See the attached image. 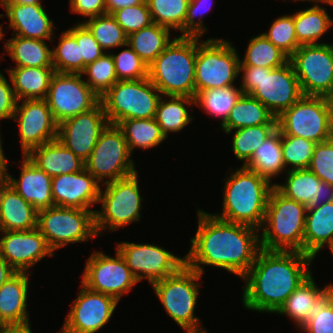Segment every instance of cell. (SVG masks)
Returning <instances> with one entry per match:
<instances>
[{"instance_id": "f546056e", "label": "cell", "mask_w": 333, "mask_h": 333, "mask_svg": "<svg viewBox=\"0 0 333 333\" xmlns=\"http://www.w3.org/2000/svg\"><path fill=\"white\" fill-rule=\"evenodd\" d=\"M333 240V201L307 208L303 253L315 259L317 253Z\"/></svg>"}, {"instance_id": "d6a6232c", "label": "cell", "mask_w": 333, "mask_h": 333, "mask_svg": "<svg viewBox=\"0 0 333 333\" xmlns=\"http://www.w3.org/2000/svg\"><path fill=\"white\" fill-rule=\"evenodd\" d=\"M243 166L255 171L270 183L272 177L288 170L283 161L281 132L278 128L258 146L251 159Z\"/></svg>"}, {"instance_id": "680465c9", "label": "cell", "mask_w": 333, "mask_h": 333, "mask_svg": "<svg viewBox=\"0 0 333 333\" xmlns=\"http://www.w3.org/2000/svg\"><path fill=\"white\" fill-rule=\"evenodd\" d=\"M15 273L16 271L0 256V287Z\"/></svg>"}, {"instance_id": "44dd1931", "label": "cell", "mask_w": 333, "mask_h": 333, "mask_svg": "<svg viewBox=\"0 0 333 333\" xmlns=\"http://www.w3.org/2000/svg\"><path fill=\"white\" fill-rule=\"evenodd\" d=\"M0 256L16 271L27 272L45 256H54L40 231H1Z\"/></svg>"}, {"instance_id": "603a6c76", "label": "cell", "mask_w": 333, "mask_h": 333, "mask_svg": "<svg viewBox=\"0 0 333 333\" xmlns=\"http://www.w3.org/2000/svg\"><path fill=\"white\" fill-rule=\"evenodd\" d=\"M0 6L6 11L9 26L14 29L13 35L54 41L52 40L54 22L49 19L42 4L25 5L11 0H0Z\"/></svg>"}, {"instance_id": "836d02e7", "label": "cell", "mask_w": 333, "mask_h": 333, "mask_svg": "<svg viewBox=\"0 0 333 333\" xmlns=\"http://www.w3.org/2000/svg\"><path fill=\"white\" fill-rule=\"evenodd\" d=\"M16 67H53L52 50L44 40L15 36L5 42Z\"/></svg>"}, {"instance_id": "5bb4252c", "label": "cell", "mask_w": 333, "mask_h": 333, "mask_svg": "<svg viewBox=\"0 0 333 333\" xmlns=\"http://www.w3.org/2000/svg\"><path fill=\"white\" fill-rule=\"evenodd\" d=\"M303 96L333 100V43L300 46L288 60Z\"/></svg>"}, {"instance_id": "11a10c76", "label": "cell", "mask_w": 333, "mask_h": 333, "mask_svg": "<svg viewBox=\"0 0 333 333\" xmlns=\"http://www.w3.org/2000/svg\"><path fill=\"white\" fill-rule=\"evenodd\" d=\"M17 99L13 87L7 79L0 74V120L12 119L16 110Z\"/></svg>"}, {"instance_id": "6125c7cd", "label": "cell", "mask_w": 333, "mask_h": 333, "mask_svg": "<svg viewBox=\"0 0 333 333\" xmlns=\"http://www.w3.org/2000/svg\"><path fill=\"white\" fill-rule=\"evenodd\" d=\"M12 2H18L20 4L25 5H35V4H41V0H11Z\"/></svg>"}, {"instance_id": "003e7915", "label": "cell", "mask_w": 333, "mask_h": 333, "mask_svg": "<svg viewBox=\"0 0 333 333\" xmlns=\"http://www.w3.org/2000/svg\"><path fill=\"white\" fill-rule=\"evenodd\" d=\"M3 28H2V26L0 25V41L2 40V38H3Z\"/></svg>"}, {"instance_id": "ffe728a7", "label": "cell", "mask_w": 333, "mask_h": 333, "mask_svg": "<svg viewBox=\"0 0 333 333\" xmlns=\"http://www.w3.org/2000/svg\"><path fill=\"white\" fill-rule=\"evenodd\" d=\"M108 124L103 105L99 102L91 110L60 122L57 139L85 163Z\"/></svg>"}, {"instance_id": "7bdbcfd3", "label": "cell", "mask_w": 333, "mask_h": 333, "mask_svg": "<svg viewBox=\"0 0 333 333\" xmlns=\"http://www.w3.org/2000/svg\"><path fill=\"white\" fill-rule=\"evenodd\" d=\"M52 49V63L55 72L81 74L83 71V57L76 38L68 31H64L59 44Z\"/></svg>"}, {"instance_id": "816d5d0a", "label": "cell", "mask_w": 333, "mask_h": 333, "mask_svg": "<svg viewBox=\"0 0 333 333\" xmlns=\"http://www.w3.org/2000/svg\"><path fill=\"white\" fill-rule=\"evenodd\" d=\"M301 329L302 333H333V290L321 301Z\"/></svg>"}, {"instance_id": "5b68a950", "label": "cell", "mask_w": 333, "mask_h": 333, "mask_svg": "<svg viewBox=\"0 0 333 333\" xmlns=\"http://www.w3.org/2000/svg\"><path fill=\"white\" fill-rule=\"evenodd\" d=\"M306 213L305 205L273 187L260 229L261 249L303 252Z\"/></svg>"}, {"instance_id": "4316f807", "label": "cell", "mask_w": 333, "mask_h": 333, "mask_svg": "<svg viewBox=\"0 0 333 333\" xmlns=\"http://www.w3.org/2000/svg\"><path fill=\"white\" fill-rule=\"evenodd\" d=\"M37 212L5 179L0 183V231L37 228Z\"/></svg>"}, {"instance_id": "52a82bcc", "label": "cell", "mask_w": 333, "mask_h": 333, "mask_svg": "<svg viewBox=\"0 0 333 333\" xmlns=\"http://www.w3.org/2000/svg\"><path fill=\"white\" fill-rule=\"evenodd\" d=\"M201 278L202 275L185 264L175 274L151 284L168 316L185 331L204 329L199 326L200 319L194 316L201 284L197 282Z\"/></svg>"}, {"instance_id": "03108f58", "label": "cell", "mask_w": 333, "mask_h": 333, "mask_svg": "<svg viewBox=\"0 0 333 333\" xmlns=\"http://www.w3.org/2000/svg\"><path fill=\"white\" fill-rule=\"evenodd\" d=\"M332 253L333 256V240L327 245Z\"/></svg>"}, {"instance_id": "f907efd6", "label": "cell", "mask_w": 333, "mask_h": 333, "mask_svg": "<svg viewBox=\"0 0 333 333\" xmlns=\"http://www.w3.org/2000/svg\"><path fill=\"white\" fill-rule=\"evenodd\" d=\"M308 169L333 186V137L315 145Z\"/></svg>"}, {"instance_id": "d4e9b609", "label": "cell", "mask_w": 333, "mask_h": 333, "mask_svg": "<svg viewBox=\"0 0 333 333\" xmlns=\"http://www.w3.org/2000/svg\"><path fill=\"white\" fill-rule=\"evenodd\" d=\"M23 158L19 179L7 173L5 181L37 211L53 207L52 177L39 169L27 156Z\"/></svg>"}, {"instance_id": "f6af8a7d", "label": "cell", "mask_w": 333, "mask_h": 333, "mask_svg": "<svg viewBox=\"0 0 333 333\" xmlns=\"http://www.w3.org/2000/svg\"><path fill=\"white\" fill-rule=\"evenodd\" d=\"M81 74L88 76L85 83L99 96L104 95L117 81L111 52L87 65Z\"/></svg>"}, {"instance_id": "4fadbf2b", "label": "cell", "mask_w": 333, "mask_h": 333, "mask_svg": "<svg viewBox=\"0 0 333 333\" xmlns=\"http://www.w3.org/2000/svg\"><path fill=\"white\" fill-rule=\"evenodd\" d=\"M130 157L123 132L117 125L108 124L84 166L99 183L102 181L104 184L137 172Z\"/></svg>"}, {"instance_id": "f5cc1de1", "label": "cell", "mask_w": 333, "mask_h": 333, "mask_svg": "<svg viewBox=\"0 0 333 333\" xmlns=\"http://www.w3.org/2000/svg\"><path fill=\"white\" fill-rule=\"evenodd\" d=\"M68 31L76 38L80 46L81 57H83V70L87 65L91 64L105 53L92 33L82 22L76 24Z\"/></svg>"}, {"instance_id": "ee69618b", "label": "cell", "mask_w": 333, "mask_h": 333, "mask_svg": "<svg viewBox=\"0 0 333 333\" xmlns=\"http://www.w3.org/2000/svg\"><path fill=\"white\" fill-rule=\"evenodd\" d=\"M277 129V125H257L235 129L232 137V151L245 165L255 150Z\"/></svg>"}, {"instance_id": "6da1fadb", "label": "cell", "mask_w": 333, "mask_h": 333, "mask_svg": "<svg viewBox=\"0 0 333 333\" xmlns=\"http://www.w3.org/2000/svg\"><path fill=\"white\" fill-rule=\"evenodd\" d=\"M198 228L191 238L185 264L204 273L203 265H212L243 277L261 250L256 228L228 222L198 209Z\"/></svg>"}, {"instance_id": "d590c367", "label": "cell", "mask_w": 333, "mask_h": 333, "mask_svg": "<svg viewBox=\"0 0 333 333\" xmlns=\"http://www.w3.org/2000/svg\"><path fill=\"white\" fill-rule=\"evenodd\" d=\"M171 41L170 29L156 23H151L127 38V44L148 66Z\"/></svg>"}, {"instance_id": "4dcf8cb0", "label": "cell", "mask_w": 333, "mask_h": 333, "mask_svg": "<svg viewBox=\"0 0 333 333\" xmlns=\"http://www.w3.org/2000/svg\"><path fill=\"white\" fill-rule=\"evenodd\" d=\"M9 74L17 101L46 99L53 67H15L5 69Z\"/></svg>"}, {"instance_id": "db71d44e", "label": "cell", "mask_w": 333, "mask_h": 333, "mask_svg": "<svg viewBox=\"0 0 333 333\" xmlns=\"http://www.w3.org/2000/svg\"><path fill=\"white\" fill-rule=\"evenodd\" d=\"M212 1L213 0H190L189 1L187 13H186V17H185V36L201 37L205 33V31H207L206 26L202 22V17L204 16V14L206 12H208V10H209L208 8L211 7ZM197 15L200 17L197 20V22H195Z\"/></svg>"}, {"instance_id": "7dc6e473", "label": "cell", "mask_w": 333, "mask_h": 333, "mask_svg": "<svg viewBox=\"0 0 333 333\" xmlns=\"http://www.w3.org/2000/svg\"><path fill=\"white\" fill-rule=\"evenodd\" d=\"M270 29L262 33L288 58L300 47L297 42L293 15H283L273 21Z\"/></svg>"}, {"instance_id": "cb8c5ba5", "label": "cell", "mask_w": 333, "mask_h": 333, "mask_svg": "<svg viewBox=\"0 0 333 333\" xmlns=\"http://www.w3.org/2000/svg\"><path fill=\"white\" fill-rule=\"evenodd\" d=\"M285 174V184L275 183L274 187L287 198L306 208L333 201V186L321 181L308 168L287 170Z\"/></svg>"}, {"instance_id": "ac0fdd59", "label": "cell", "mask_w": 333, "mask_h": 333, "mask_svg": "<svg viewBox=\"0 0 333 333\" xmlns=\"http://www.w3.org/2000/svg\"><path fill=\"white\" fill-rule=\"evenodd\" d=\"M17 101L13 120L18 121L22 156L32 149L57 139L58 123L46 99Z\"/></svg>"}, {"instance_id": "e7e4bbea", "label": "cell", "mask_w": 333, "mask_h": 333, "mask_svg": "<svg viewBox=\"0 0 333 333\" xmlns=\"http://www.w3.org/2000/svg\"><path fill=\"white\" fill-rule=\"evenodd\" d=\"M186 333H207L206 330H199V331H186Z\"/></svg>"}, {"instance_id": "2e32d148", "label": "cell", "mask_w": 333, "mask_h": 333, "mask_svg": "<svg viewBox=\"0 0 333 333\" xmlns=\"http://www.w3.org/2000/svg\"><path fill=\"white\" fill-rule=\"evenodd\" d=\"M115 255L113 258L94 251L87 259L81 284L91 291L110 295L120 301L138 281L117 250Z\"/></svg>"}, {"instance_id": "83f0119b", "label": "cell", "mask_w": 333, "mask_h": 333, "mask_svg": "<svg viewBox=\"0 0 333 333\" xmlns=\"http://www.w3.org/2000/svg\"><path fill=\"white\" fill-rule=\"evenodd\" d=\"M26 156L50 177L80 172L85 168L84 162L58 139L32 149Z\"/></svg>"}, {"instance_id": "1f68e13d", "label": "cell", "mask_w": 333, "mask_h": 333, "mask_svg": "<svg viewBox=\"0 0 333 333\" xmlns=\"http://www.w3.org/2000/svg\"><path fill=\"white\" fill-rule=\"evenodd\" d=\"M257 125H277V118L250 94H243L220 126L226 134L235 129Z\"/></svg>"}, {"instance_id": "3957f363", "label": "cell", "mask_w": 333, "mask_h": 333, "mask_svg": "<svg viewBox=\"0 0 333 333\" xmlns=\"http://www.w3.org/2000/svg\"><path fill=\"white\" fill-rule=\"evenodd\" d=\"M274 184L244 166L226 178L223 209L217 218L261 229Z\"/></svg>"}, {"instance_id": "c3c4849f", "label": "cell", "mask_w": 333, "mask_h": 333, "mask_svg": "<svg viewBox=\"0 0 333 333\" xmlns=\"http://www.w3.org/2000/svg\"><path fill=\"white\" fill-rule=\"evenodd\" d=\"M126 49L112 54L118 81L140 80L148 77V65L126 44Z\"/></svg>"}, {"instance_id": "ba28073f", "label": "cell", "mask_w": 333, "mask_h": 333, "mask_svg": "<svg viewBox=\"0 0 333 333\" xmlns=\"http://www.w3.org/2000/svg\"><path fill=\"white\" fill-rule=\"evenodd\" d=\"M162 94L147 77L140 80L117 81L100 97L109 124L125 119L155 117Z\"/></svg>"}, {"instance_id": "8d00e7d4", "label": "cell", "mask_w": 333, "mask_h": 333, "mask_svg": "<svg viewBox=\"0 0 333 333\" xmlns=\"http://www.w3.org/2000/svg\"><path fill=\"white\" fill-rule=\"evenodd\" d=\"M168 98L170 99L165 100L161 96L154 117L166 138L169 132L177 133L193 120L186 106L195 105V98L186 96H168Z\"/></svg>"}, {"instance_id": "7c38bea8", "label": "cell", "mask_w": 333, "mask_h": 333, "mask_svg": "<svg viewBox=\"0 0 333 333\" xmlns=\"http://www.w3.org/2000/svg\"><path fill=\"white\" fill-rule=\"evenodd\" d=\"M96 210L53 206L37 212V229L54 252L70 243L97 237Z\"/></svg>"}, {"instance_id": "e575fe53", "label": "cell", "mask_w": 333, "mask_h": 333, "mask_svg": "<svg viewBox=\"0 0 333 333\" xmlns=\"http://www.w3.org/2000/svg\"><path fill=\"white\" fill-rule=\"evenodd\" d=\"M293 21L297 42L300 46L323 44L318 40L333 25V20L325 8L320 5H313L293 13Z\"/></svg>"}, {"instance_id": "91938a15", "label": "cell", "mask_w": 333, "mask_h": 333, "mask_svg": "<svg viewBox=\"0 0 333 333\" xmlns=\"http://www.w3.org/2000/svg\"><path fill=\"white\" fill-rule=\"evenodd\" d=\"M1 129V128H0ZM1 136V135H0ZM2 148V140L0 137V178L5 179L8 171V159L5 157L4 152Z\"/></svg>"}, {"instance_id": "d6986e66", "label": "cell", "mask_w": 333, "mask_h": 333, "mask_svg": "<svg viewBox=\"0 0 333 333\" xmlns=\"http://www.w3.org/2000/svg\"><path fill=\"white\" fill-rule=\"evenodd\" d=\"M119 301L81 284L60 333H95L109 322Z\"/></svg>"}, {"instance_id": "60d3db41", "label": "cell", "mask_w": 333, "mask_h": 333, "mask_svg": "<svg viewBox=\"0 0 333 333\" xmlns=\"http://www.w3.org/2000/svg\"><path fill=\"white\" fill-rule=\"evenodd\" d=\"M190 0H146L153 23L180 30L185 36V17Z\"/></svg>"}, {"instance_id": "bcb514c9", "label": "cell", "mask_w": 333, "mask_h": 333, "mask_svg": "<svg viewBox=\"0 0 333 333\" xmlns=\"http://www.w3.org/2000/svg\"><path fill=\"white\" fill-rule=\"evenodd\" d=\"M316 143L302 137L281 133L282 156L288 170L308 168Z\"/></svg>"}, {"instance_id": "e0dca14e", "label": "cell", "mask_w": 333, "mask_h": 333, "mask_svg": "<svg viewBox=\"0 0 333 333\" xmlns=\"http://www.w3.org/2000/svg\"><path fill=\"white\" fill-rule=\"evenodd\" d=\"M116 250L138 282L147 279L153 284L175 274L185 265V257L175 256L157 245L121 242L116 246Z\"/></svg>"}, {"instance_id": "8fae6325", "label": "cell", "mask_w": 333, "mask_h": 333, "mask_svg": "<svg viewBox=\"0 0 333 333\" xmlns=\"http://www.w3.org/2000/svg\"><path fill=\"white\" fill-rule=\"evenodd\" d=\"M197 37V56L195 59L196 93L212 88L233 86L240 76V57L224 39H207L199 42Z\"/></svg>"}, {"instance_id": "681fc988", "label": "cell", "mask_w": 333, "mask_h": 333, "mask_svg": "<svg viewBox=\"0 0 333 333\" xmlns=\"http://www.w3.org/2000/svg\"><path fill=\"white\" fill-rule=\"evenodd\" d=\"M112 15L127 36L153 23L146 0L140 5L116 10Z\"/></svg>"}, {"instance_id": "484cf974", "label": "cell", "mask_w": 333, "mask_h": 333, "mask_svg": "<svg viewBox=\"0 0 333 333\" xmlns=\"http://www.w3.org/2000/svg\"><path fill=\"white\" fill-rule=\"evenodd\" d=\"M29 272H16L0 287V327L30 325L27 309Z\"/></svg>"}, {"instance_id": "b9f144b4", "label": "cell", "mask_w": 333, "mask_h": 333, "mask_svg": "<svg viewBox=\"0 0 333 333\" xmlns=\"http://www.w3.org/2000/svg\"><path fill=\"white\" fill-rule=\"evenodd\" d=\"M82 23L89 29L105 53L107 49L123 47L127 44L128 36L112 14L98 15Z\"/></svg>"}, {"instance_id": "be15d7a7", "label": "cell", "mask_w": 333, "mask_h": 333, "mask_svg": "<svg viewBox=\"0 0 333 333\" xmlns=\"http://www.w3.org/2000/svg\"><path fill=\"white\" fill-rule=\"evenodd\" d=\"M286 1V0H285ZM293 1V0H292ZM295 1H312V2H315V6H319V4L318 3H325V4H327V5H330V3H331V0H295ZM317 3V4H316Z\"/></svg>"}, {"instance_id": "277c9868", "label": "cell", "mask_w": 333, "mask_h": 333, "mask_svg": "<svg viewBox=\"0 0 333 333\" xmlns=\"http://www.w3.org/2000/svg\"><path fill=\"white\" fill-rule=\"evenodd\" d=\"M197 36L174 37L148 66V78L162 96L195 98Z\"/></svg>"}, {"instance_id": "f1b7e54d", "label": "cell", "mask_w": 333, "mask_h": 333, "mask_svg": "<svg viewBox=\"0 0 333 333\" xmlns=\"http://www.w3.org/2000/svg\"><path fill=\"white\" fill-rule=\"evenodd\" d=\"M333 290V284L318 288L312 274L286 299L276 314L287 315L301 328L321 301Z\"/></svg>"}, {"instance_id": "6f0895ef", "label": "cell", "mask_w": 333, "mask_h": 333, "mask_svg": "<svg viewBox=\"0 0 333 333\" xmlns=\"http://www.w3.org/2000/svg\"><path fill=\"white\" fill-rule=\"evenodd\" d=\"M145 0H105L106 3V13L113 14L116 10L132 7L135 5H140Z\"/></svg>"}, {"instance_id": "7402d4cb", "label": "cell", "mask_w": 333, "mask_h": 333, "mask_svg": "<svg viewBox=\"0 0 333 333\" xmlns=\"http://www.w3.org/2000/svg\"><path fill=\"white\" fill-rule=\"evenodd\" d=\"M54 206L90 210L98 203L101 187L99 182L84 168L80 172L52 177Z\"/></svg>"}, {"instance_id": "74e56055", "label": "cell", "mask_w": 333, "mask_h": 333, "mask_svg": "<svg viewBox=\"0 0 333 333\" xmlns=\"http://www.w3.org/2000/svg\"><path fill=\"white\" fill-rule=\"evenodd\" d=\"M117 126L124 134L129 152L132 154L135 148L150 149L165 141L166 136L162 133L155 118L151 119H125Z\"/></svg>"}, {"instance_id": "f35d334b", "label": "cell", "mask_w": 333, "mask_h": 333, "mask_svg": "<svg viewBox=\"0 0 333 333\" xmlns=\"http://www.w3.org/2000/svg\"><path fill=\"white\" fill-rule=\"evenodd\" d=\"M243 95L240 87L227 86L199 91L195 96V105L201 107L206 113L221 118L223 124L238 99Z\"/></svg>"}, {"instance_id": "94428289", "label": "cell", "mask_w": 333, "mask_h": 333, "mask_svg": "<svg viewBox=\"0 0 333 333\" xmlns=\"http://www.w3.org/2000/svg\"><path fill=\"white\" fill-rule=\"evenodd\" d=\"M30 325L23 327H0V333H32Z\"/></svg>"}, {"instance_id": "30bf717a", "label": "cell", "mask_w": 333, "mask_h": 333, "mask_svg": "<svg viewBox=\"0 0 333 333\" xmlns=\"http://www.w3.org/2000/svg\"><path fill=\"white\" fill-rule=\"evenodd\" d=\"M138 172L104 183V191H100L98 203H102V210L95 211V230L97 236L102 230L113 232L123 226L139 221L142 209Z\"/></svg>"}, {"instance_id": "ab89813d", "label": "cell", "mask_w": 333, "mask_h": 333, "mask_svg": "<svg viewBox=\"0 0 333 333\" xmlns=\"http://www.w3.org/2000/svg\"><path fill=\"white\" fill-rule=\"evenodd\" d=\"M289 58L270 42L264 34L249 40L243 60L240 65H253L265 68H279L287 63Z\"/></svg>"}, {"instance_id": "9a60e30c", "label": "cell", "mask_w": 333, "mask_h": 333, "mask_svg": "<svg viewBox=\"0 0 333 333\" xmlns=\"http://www.w3.org/2000/svg\"><path fill=\"white\" fill-rule=\"evenodd\" d=\"M82 79V74L55 72L52 75L46 101L58 124L91 110L100 102V97Z\"/></svg>"}, {"instance_id": "9f6ffc18", "label": "cell", "mask_w": 333, "mask_h": 333, "mask_svg": "<svg viewBox=\"0 0 333 333\" xmlns=\"http://www.w3.org/2000/svg\"><path fill=\"white\" fill-rule=\"evenodd\" d=\"M70 10L82 16L92 18L106 14L105 0H70Z\"/></svg>"}, {"instance_id": "9c48e42d", "label": "cell", "mask_w": 333, "mask_h": 333, "mask_svg": "<svg viewBox=\"0 0 333 333\" xmlns=\"http://www.w3.org/2000/svg\"><path fill=\"white\" fill-rule=\"evenodd\" d=\"M277 128L285 135L321 143L333 137V100L302 96L277 117Z\"/></svg>"}, {"instance_id": "7a4b0ae2", "label": "cell", "mask_w": 333, "mask_h": 333, "mask_svg": "<svg viewBox=\"0 0 333 333\" xmlns=\"http://www.w3.org/2000/svg\"><path fill=\"white\" fill-rule=\"evenodd\" d=\"M313 257L300 251L261 249L242 277L243 305L248 310L276 313L311 275Z\"/></svg>"}, {"instance_id": "8992f818", "label": "cell", "mask_w": 333, "mask_h": 333, "mask_svg": "<svg viewBox=\"0 0 333 333\" xmlns=\"http://www.w3.org/2000/svg\"><path fill=\"white\" fill-rule=\"evenodd\" d=\"M243 94L259 100L276 118L302 96L299 80L288 61L275 69L240 65Z\"/></svg>"}]
</instances>
